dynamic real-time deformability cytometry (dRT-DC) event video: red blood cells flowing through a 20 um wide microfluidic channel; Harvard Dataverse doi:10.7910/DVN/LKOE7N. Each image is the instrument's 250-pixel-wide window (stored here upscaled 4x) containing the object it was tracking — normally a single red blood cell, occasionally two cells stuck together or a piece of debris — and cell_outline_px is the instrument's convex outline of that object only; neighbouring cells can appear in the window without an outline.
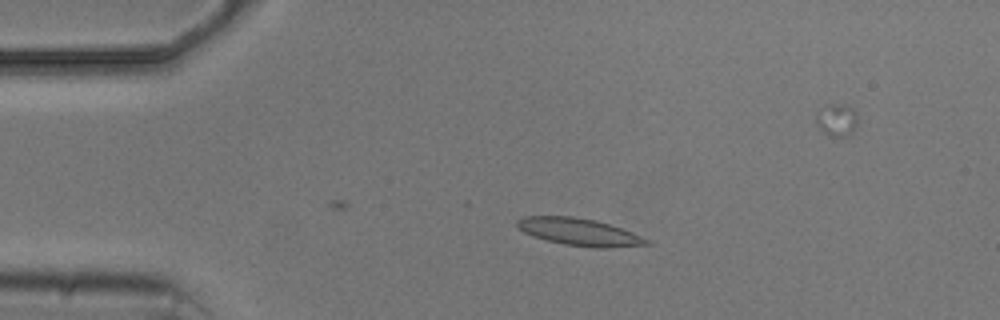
{"species": "common noctule bat (a hibernating species)", "species_latin": "Nyctalus noctula", "temperature_condition": "cold", "stored_images_in_passage": 5, "camera_frame_rate_fps": 3000, "um_per_image_px": 0.085, "animal": {"sex": "male", "body_mass_g": 20.5, "forearm_length_mm": 52.5}, "frame": {"image": 1, "passage_image": 4, "time_ms": 3.667, "image_size_px": [1000, 320], "cell_outline_px": [[652, 244], [612, 248], [596, 248], [564, 244], [532, 236], [516, 228], [516, 220], [524, 216], [572, 216], [596, 220], [632, 232], [652, 240]], "centroid_in_image_um": [49.25, 19.72], "position_along_channel_um": 35.7, "area_um2": 20.75}}